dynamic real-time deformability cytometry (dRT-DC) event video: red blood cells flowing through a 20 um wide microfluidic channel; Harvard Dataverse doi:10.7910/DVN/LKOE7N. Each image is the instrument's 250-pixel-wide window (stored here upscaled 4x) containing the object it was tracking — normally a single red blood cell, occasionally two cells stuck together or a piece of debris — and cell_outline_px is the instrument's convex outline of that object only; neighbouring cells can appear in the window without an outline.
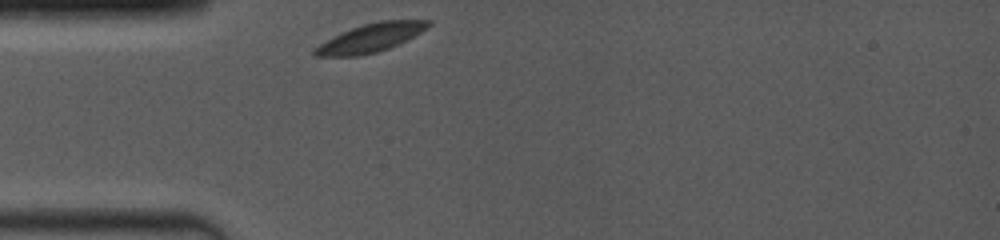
{"species": "common noctule bat (a hibernating species)", "species_latin": "Nyctalus noctula", "temperature_condition": "room temperature", "stored_images_in_passage": 26, "camera_frame_rate_fps": 4000, "um_per_image_px": 0.085, "animal": {"sex": "female", "body_mass_g": 19.0, "forearm_length_mm": 53.3}, "frame": {"image": 1, "passage_image": 1, "time_ms": 0.0, "image_size_px": [1000, 240], "cell_outline_px": [[432, 24], [420, 32], [388, 48], [376, 52], [356, 56], [312, 56], [312, 48], [332, 36], [352, 28], [364, 24], [380, 20], [432, 20]], "centroid_in_image_um": [31.43, 3.22], "position_along_channel_um": 53.6, "area_um2": 18.61}}
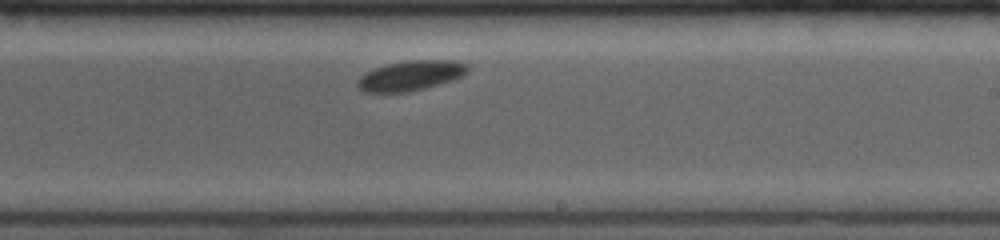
{"frame": {"image": 2, "passage_image": 12, "time_ms": 5.5, "image_size_px": [1000, 240], "cell_outline_px": [[468, 72], [464, 76], [452, 80], [424, 88], [408, 92], [364, 92], [356, 84], [356, 80], [364, 72], [388, 64], [408, 60], [456, 60], [468, 64]], "centroid_in_image_um": [34.92, 6.42], "position_along_channel_um": 254.1, "area_um2": 19.31}}
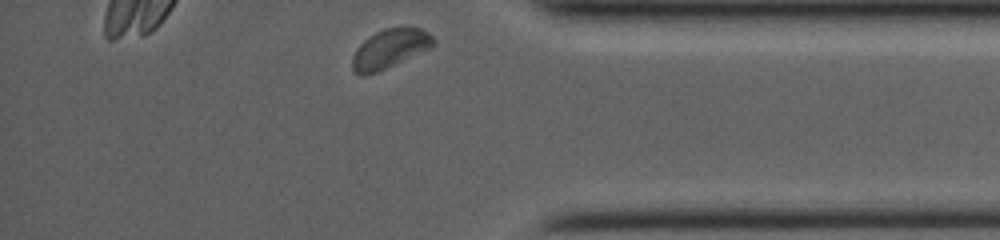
{"frame": {"image": 3, "passage_image": 26, "time_ms": 9.5, "image_size_px": [1000, 240], "cell_outline_px": [[436, 44], [432, 48], [376, 72], [364, 76], [360, 76], [352, 68], [352, 56], [356, 48], [364, 40], [376, 32], [384, 28], [404, 24], [408, 24], [420, 28], [428, 32], [436, 40]], "centroid_in_image_um": [33.18, 4.09], "position_along_channel_um": 402.0, "area_um2": 18.96}}